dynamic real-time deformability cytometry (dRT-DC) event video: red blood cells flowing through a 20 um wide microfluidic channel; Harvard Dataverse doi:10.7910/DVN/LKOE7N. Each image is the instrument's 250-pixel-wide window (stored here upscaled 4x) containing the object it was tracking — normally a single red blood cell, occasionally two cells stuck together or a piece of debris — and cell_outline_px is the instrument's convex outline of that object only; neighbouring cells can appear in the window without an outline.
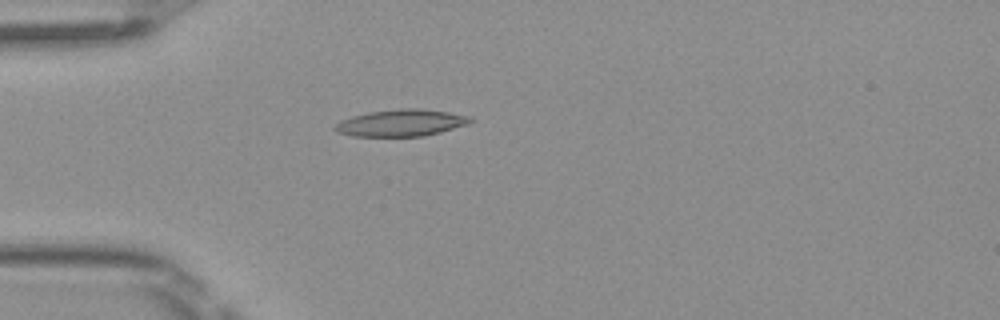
{"species": "Egyptian fruit bat (a non-hibernating species)", "species_latin": "Rousettus aegyptiacus", "temperature_condition": "room temperature", "stored_images_in_passage": 4, "camera_frame_rate_fps": 3000, "um_per_image_px": 0.085, "frame": {"image": 1, "passage_image": 4, "time_ms": 1.0, "image_size_px": [1000, 320], "cell_outline_px": [[476, 120], [468, 124], [440, 132], [424, 136], [352, 136], [336, 132], [332, 128], [340, 120], [352, 116], [368, 112], [400, 108], [416, 108], [448, 112], [472, 116]], "centroid_in_image_um": [34.11, 10.44], "position_along_channel_um": 50.9, "area_um2": 21.33}}